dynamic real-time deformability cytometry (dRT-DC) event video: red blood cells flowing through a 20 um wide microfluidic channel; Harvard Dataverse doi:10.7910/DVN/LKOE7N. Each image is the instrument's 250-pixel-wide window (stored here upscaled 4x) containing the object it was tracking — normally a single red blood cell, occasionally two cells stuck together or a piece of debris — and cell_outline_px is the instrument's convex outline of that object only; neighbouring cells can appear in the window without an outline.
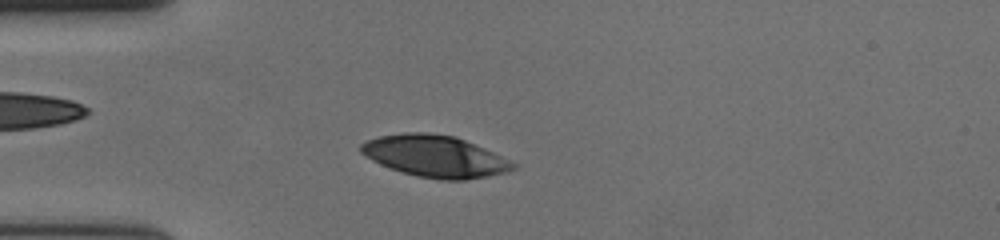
{"species": "human", "species_latin": "Homo sapiens", "temperature_condition": "cold", "stored_images_in_passage": 45, "camera_frame_rate_fps": 3000, "um_per_image_px": 0.085, "donor": {"sex": "female"}, "frame": {"image": 1, "passage_image": 9, "time_ms": 2.667, "image_size_px": [1000, 240], "cell_outline_px": [[516, 168], [508, 172], [464, 180], [440, 180], [416, 176], [400, 172], [380, 164], [372, 160], [360, 152], [360, 144], [368, 140], [380, 136], [404, 132], [428, 132], [456, 136], [484, 148], [516, 164]], "centroid_in_image_um": [36.95, 13.28], "position_along_channel_um": 48.0, "area_um2": 36.93}}
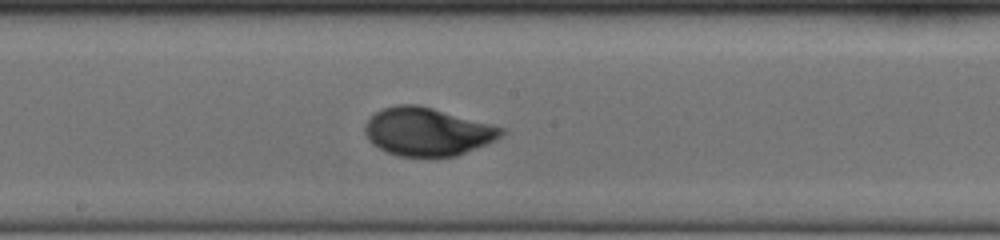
{"frame": {"image": 2, "passage_image": 24, "time_ms": 7.667, "image_size_px": [1000, 240], "cell_outline_px": [[504, 132], [496, 140], [456, 156], [396, 156], [372, 144], [368, 140], [364, 132], [364, 124], [376, 112], [384, 108], [396, 104], [420, 104], [504, 128]], "centroid_in_image_um": [36.29, 11.18], "position_along_channel_um": 211.9, "area_um2": 38.09}}
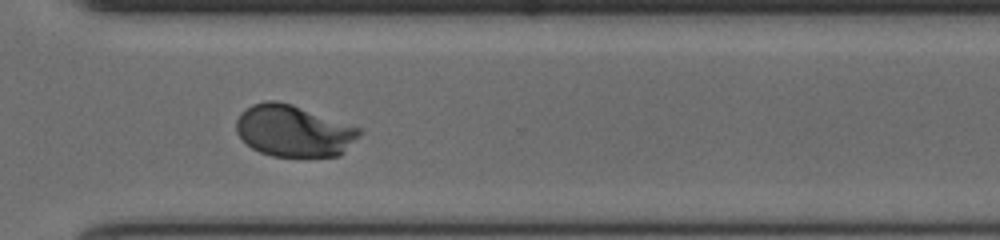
{"frame": {"image": 3, "passage_image": 35, "time_ms": 11.333, "image_size_px": [1000, 240], "cell_outline_px": [[360, 136], [340, 156], [272, 156], [260, 152], [252, 148], [240, 140], [236, 132], [236, 120], [240, 112], [244, 108], [252, 104], [268, 100], [276, 100], [292, 104], [360, 128]], "centroid_in_image_um": [24.91, 11.12], "position_along_channel_um": 345.7, "area_um2": 37.17}, "authors_computed_cell_mechanics": {"area_um2": 37.1654, "velocity_mm_per_s": 3.6361, "shape_relaxation_time_tau1_ms": 3.5666, "shape_relaxation_time_tau2_ms": null, "deformation_change_tau1": 0.1793, "deformation_change_tau2": null}}